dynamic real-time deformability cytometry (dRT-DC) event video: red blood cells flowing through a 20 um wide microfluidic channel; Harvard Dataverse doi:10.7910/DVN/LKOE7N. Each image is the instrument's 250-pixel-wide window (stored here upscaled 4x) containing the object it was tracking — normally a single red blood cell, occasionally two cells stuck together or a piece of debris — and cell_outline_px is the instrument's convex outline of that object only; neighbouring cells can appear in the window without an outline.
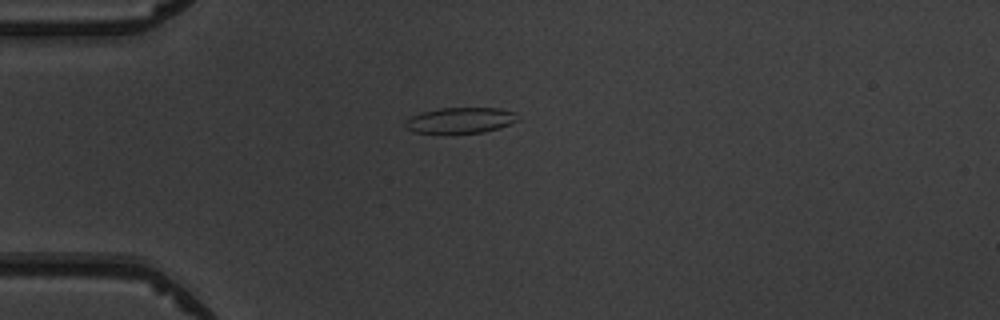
{"species": "common noctule bat (a hibernating species)", "species_latin": "Nyctalus noctula", "temperature_condition": "warm", "stored_images_in_passage": 5, "camera_frame_rate_fps": 3000, "um_per_image_px": 0.085, "animal": {"sex": "male", "body_mass_g": 19.5, "forearm_length_mm": 54.6}, "frame": {"image": 1, "passage_image": 5, "time_ms": 5.333, "image_size_px": [1000, 320], "cell_outline_px": [[516, 120], [500, 128], [484, 132], [412, 132], [404, 124], [412, 116], [420, 112], [440, 108], [500, 108], [516, 112]], "centroid_in_image_um": [39.14, 10.2], "position_along_channel_um": 45.9, "area_um2": 16.47}}